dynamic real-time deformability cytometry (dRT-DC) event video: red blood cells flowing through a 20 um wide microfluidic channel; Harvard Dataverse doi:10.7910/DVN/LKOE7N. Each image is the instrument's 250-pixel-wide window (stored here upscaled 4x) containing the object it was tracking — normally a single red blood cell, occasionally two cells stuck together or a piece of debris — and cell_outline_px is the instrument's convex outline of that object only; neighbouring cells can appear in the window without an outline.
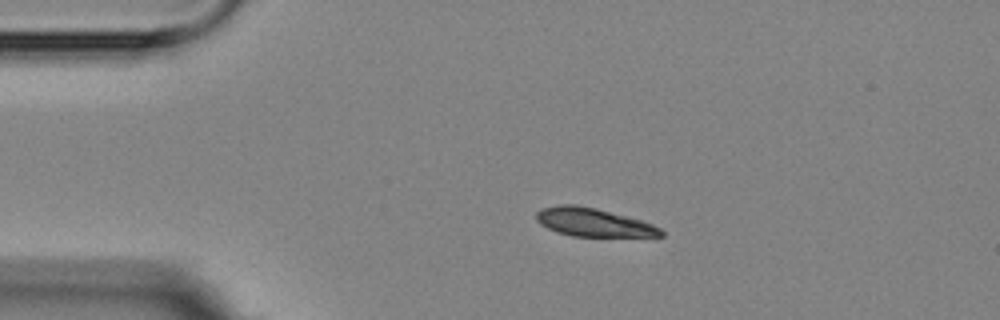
{"species": "Egyptian fruit bat (a non-hibernating species)", "species_latin": "Rousettus aegyptiacus", "temperature_condition": "room temperature", "stored_images_in_passage": 2, "camera_frame_rate_fps": 3000, "um_per_image_px": 0.085, "animal": {"sex": "female"}, "frame": {"image": 1, "passage_image": 1, "time_ms": 0.0, "image_size_px": [1000, 320], "cell_outline_px": [[664, 236], [572, 236], [556, 232], [540, 224], [536, 220], [536, 212], [540, 208], [560, 204], [576, 204], [596, 208], [640, 220], [652, 224], [660, 228], [664, 232]], "centroid_in_image_um": [50.38, 18.89], "position_along_channel_um": 34.6, "area_um2": 20.52}}